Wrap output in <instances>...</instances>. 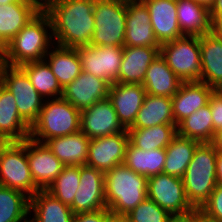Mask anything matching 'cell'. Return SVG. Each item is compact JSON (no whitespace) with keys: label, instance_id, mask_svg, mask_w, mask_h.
Instances as JSON below:
<instances>
[{"label":"cell","instance_id":"obj_1","mask_svg":"<svg viewBox=\"0 0 222 222\" xmlns=\"http://www.w3.org/2000/svg\"><path fill=\"white\" fill-rule=\"evenodd\" d=\"M95 0H43L52 22L54 45L78 48L89 45L94 34Z\"/></svg>","mask_w":222,"mask_h":222},{"label":"cell","instance_id":"obj_2","mask_svg":"<svg viewBox=\"0 0 222 222\" xmlns=\"http://www.w3.org/2000/svg\"><path fill=\"white\" fill-rule=\"evenodd\" d=\"M48 29L51 32L48 33ZM52 33L51 19L42 8L7 44L5 55L0 62L9 66H20L27 62L44 60L48 49L53 46Z\"/></svg>","mask_w":222,"mask_h":222},{"label":"cell","instance_id":"obj_3","mask_svg":"<svg viewBox=\"0 0 222 222\" xmlns=\"http://www.w3.org/2000/svg\"><path fill=\"white\" fill-rule=\"evenodd\" d=\"M148 178L124 164L105 172V200L110 212L126 215L148 197Z\"/></svg>","mask_w":222,"mask_h":222},{"label":"cell","instance_id":"obj_4","mask_svg":"<svg viewBox=\"0 0 222 222\" xmlns=\"http://www.w3.org/2000/svg\"><path fill=\"white\" fill-rule=\"evenodd\" d=\"M216 157L211 143H200L182 177L187 199L195 209L201 208L217 186Z\"/></svg>","mask_w":222,"mask_h":222},{"label":"cell","instance_id":"obj_5","mask_svg":"<svg viewBox=\"0 0 222 222\" xmlns=\"http://www.w3.org/2000/svg\"><path fill=\"white\" fill-rule=\"evenodd\" d=\"M46 99L37 120L31 125L30 138L45 143L51 138L80 131V110L63 97Z\"/></svg>","mask_w":222,"mask_h":222},{"label":"cell","instance_id":"obj_6","mask_svg":"<svg viewBox=\"0 0 222 222\" xmlns=\"http://www.w3.org/2000/svg\"><path fill=\"white\" fill-rule=\"evenodd\" d=\"M94 34L90 46L124 47L126 0L94 1Z\"/></svg>","mask_w":222,"mask_h":222},{"label":"cell","instance_id":"obj_7","mask_svg":"<svg viewBox=\"0 0 222 222\" xmlns=\"http://www.w3.org/2000/svg\"><path fill=\"white\" fill-rule=\"evenodd\" d=\"M160 55L182 82L201 81L199 36L184 35L163 43Z\"/></svg>","mask_w":222,"mask_h":222},{"label":"cell","instance_id":"obj_8","mask_svg":"<svg viewBox=\"0 0 222 222\" xmlns=\"http://www.w3.org/2000/svg\"><path fill=\"white\" fill-rule=\"evenodd\" d=\"M0 186L23 192L29 198L40 190L31 175L27 159V139L12 142L1 155Z\"/></svg>","mask_w":222,"mask_h":222},{"label":"cell","instance_id":"obj_9","mask_svg":"<svg viewBox=\"0 0 222 222\" xmlns=\"http://www.w3.org/2000/svg\"><path fill=\"white\" fill-rule=\"evenodd\" d=\"M0 82L12 93L20 116L31 126L37 120L45 99L19 66L0 62Z\"/></svg>","mask_w":222,"mask_h":222},{"label":"cell","instance_id":"obj_10","mask_svg":"<svg viewBox=\"0 0 222 222\" xmlns=\"http://www.w3.org/2000/svg\"><path fill=\"white\" fill-rule=\"evenodd\" d=\"M147 194L149 199L171 215L186 214L195 209L187 199L180 177L165 173L148 177Z\"/></svg>","mask_w":222,"mask_h":222},{"label":"cell","instance_id":"obj_11","mask_svg":"<svg viewBox=\"0 0 222 222\" xmlns=\"http://www.w3.org/2000/svg\"><path fill=\"white\" fill-rule=\"evenodd\" d=\"M124 47L90 46L78 47L82 71L102 78L110 84L118 83Z\"/></svg>","mask_w":222,"mask_h":222},{"label":"cell","instance_id":"obj_12","mask_svg":"<svg viewBox=\"0 0 222 222\" xmlns=\"http://www.w3.org/2000/svg\"><path fill=\"white\" fill-rule=\"evenodd\" d=\"M80 184L70 205L74 214L107 208L105 173L88 165L80 166Z\"/></svg>","mask_w":222,"mask_h":222},{"label":"cell","instance_id":"obj_13","mask_svg":"<svg viewBox=\"0 0 222 222\" xmlns=\"http://www.w3.org/2000/svg\"><path fill=\"white\" fill-rule=\"evenodd\" d=\"M129 143L128 130L90 140L86 165L107 172L123 164Z\"/></svg>","mask_w":222,"mask_h":222},{"label":"cell","instance_id":"obj_14","mask_svg":"<svg viewBox=\"0 0 222 222\" xmlns=\"http://www.w3.org/2000/svg\"><path fill=\"white\" fill-rule=\"evenodd\" d=\"M156 40L150 13L142 0H126V32L124 47L160 48Z\"/></svg>","mask_w":222,"mask_h":222},{"label":"cell","instance_id":"obj_15","mask_svg":"<svg viewBox=\"0 0 222 222\" xmlns=\"http://www.w3.org/2000/svg\"><path fill=\"white\" fill-rule=\"evenodd\" d=\"M80 130L90 139L121 133L120 124L111 101L106 98L81 111Z\"/></svg>","mask_w":222,"mask_h":222},{"label":"cell","instance_id":"obj_16","mask_svg":"<svg viewBox=\"0 0 222 222\" xmlns=\"http://www.w3.org/2000/svg\"><path fill=\"white\" fill-rule=\"evenodd\" d=\"M27 159L35 185L46 190L62 172L64 164L45 143L27 138Z\"/></svg>","mask_w":222,"mask_h":222},{"label":"cell","instance_id":"obj_17","mask_svg":"<svg viewBox=\"0 0 222 222\" xmlns=\"http://www.w3.org/2000/svg\"><path fill=\"white\" fill-rule=\"evenodd\" d=\"M110 86L108 81L81 71L78 77L63 89L62 97L82 111L97 101L108 98Z\"/></svg>","mask_w":222,"mask_h":222},{"label":"cell","instance_id":"obj_18","mask_svg":"<svg viewBox=\"0 0 222 222\" xmlns=\"http://www.w3.org/2000/svg\"><path fill=\"white\" fill-rule=\"evenodd\" d=\"M146 90L142 84L113 83L108 99L117 114L118 121L124 129H129L143 105Z\"/></svg>","mask_w":222,"mask_h":222},{"label":"cell","instance_id":"obj_19","mask_svg":"<svg viewBox=\"0 0 222 222\" xmlns=\"http://www.w3.org/2000/svg\"><path fill=\"white\" fill-rule=\"evenodd\" d=\"M150 13L154 36L159 44L184 36L179 28L176 0H142Z\"/></svg>","mask_w":222,"mask_h":222},{"label":"cell","instance_id":"obj_20","mask_svg":"<svg viewBox=\"0 0 222 222\" xmlns=\"http://www.w3.org/2000/svg\"><path fill=\"white\" fill-rule=\"evenodd\" d=\"M215 89L201 81L182 82L171 98L175 125L209 103Z\"/></svg>","mask_w":222,"mask_h":222},{"label":"cell","instance_id":"obj_21","mask_svg":"<svg viewBox=\"0 0 222 222\" xmlns=\"http://www.w3.org/2000/svg\"><path fill=\"white\" fill-rule=\"evenodd\" d=\"M159 54L160 48L124 47L118 83L142 84L147 68Z\"/></svg>","mask_w":222,"mask_h":222},{"label":"cell","instance_id":"obj_22","mask_svg":"<svg viewBox=\"0 0 222 222\" xmlns=\"http://www.w3.org/2000/svg\"><path fill=\"white\" fill-rule=\"evenodd\" d=\"M201 82L215 90H222V37L211 32L199 36Z\"/></svg>","mask_w":222,"mask_h":222},{"label":"cell","instance_id":"obj_23","mask_svg":"<svg viewBox=\"0 0 222 222\" xmlns=\"http://www.w3.org/2000/svg\"><path fill=\"white\" fill-rule=\"evenodd\" d=\"M90 140L80 130L66 136L51 138L45 144L64 166H82L86 165Z\"/></svg>","mask_w":222,"mask_h":222},{"label":"cell","instance_id":"obj_24","mask_svg":"<svg viewBox=\"0 0 222 222\" xmlns=\"http://www.w3.org/2000/svg\"><path fill=\"white\" fill-rule=\"evenodd\" d=\"M30 128L20 116L14 96L0 82V134L12 142H22L29 138Z\"/></svg>","mask_w":222,"mask_h":222},{"label":"cell","instance_id":"obj_25","mask_svg":"<svg viewBox=\"0 0 222 222\" xmlns=\"http://www.w3.org/2000/svg\"><path fill=\"white\" fill-rule=\"evenodd\" d=\"M41 9L42 2L0 5V36L9 43Z\"/></svg>","mask_w":222,"mask_h":222},{"label":"cell","instance_id":"obj_26","mask_svg":"<svg viewBox=\"0 0 222 222\" xmlns=\"http://www.w3.org/2000/svg\"><path fill=\"white\" fill-rule=\"evenodd\" d=\"M181 84L182 81L168 67L160 54L147 68L142 83L147 94L170 98L178 92Z\"/></svg>","mask_w":222,"mask_h":222},{"label":"cell","instance_id":"obj_27","mask_svg":"<svg viewBox=\"0 0 222 222\" xmlns=\"http://www.w3.org/2000/svg\"><path fill=\"white\" fill-rule=\"evenodd\" d=\"M29 212H34L29 222H72L74 217L69 205L46 190H39L29 198Z\"/></svg>","mask_w":222,"mask_h":222},{"label":"cell","instance_id":"obj_28","mask_svg":"<svg viewBox=\"0 0 222 222\" xmlns=\"http://www.w3.org/2000/svg\"><path fill=\"white\" fill-rule=\"evenodd\" d=\"M179 28L183 35L202 36L211 32L210 11L194 0H176Z\"/></svg>","mask_w":222,"mask_h":222},{"label":"cell","instance_id":"obj_29","mask_svg":"<svg viewBox=\"0 0 222 222\" xmlns=\"http://www.w3.org/2000/svg\"><path fill=\"white\" fill-rule=\"evenodd\" d=\"M48 59V60H47ZM44 60L50 66L62 89L70 84L81 73V61L77 48L53 46Z\"/></svg>","mask_w":222,"mask_h":222},{"label":"cell","instance_id":"obj_30","mask_svg":"<svg viewBox=\"0 0 222 222\" xmlns=\"http://www.w3.org/2000/svg\"><path fill=\"white\" fill-rule=\"evenodd\" d=\"M170 97L146 94L143 105L130 128H148L154 125L175 124Z\"/></svg>","mask_w":222,"mask_h":222},{"label":"cell","instance_id":"obj_31","mask_svg":"<svg viewBox=\"0 0 222 222\" xmlns=\"http://www.w3.org/2000/svg\"><path fill=\"white\" fill-rule=\"evenodd\" d=\"M165 159V148L147 151L136 148L129 142L126 147L123 164L129 167L135 173L148 178L162 173Z\"/></svg>","mask_w":222,"mask_h":222},{"label":"cell","instance_id":"obj_32","mask_svg":"<svg viewBox=\"0 0 222 222\" xmlns=\"http://www.w3.org/2000/svg\"><path fill=\"white\" fill-rule=\"evenodd\" d=\"M129 142L142 150L166 148L177 136V125L161 124L148 128H129Z\"/></svg>","mask_w":222,"mask_h":222},{"label":"cell","instance_id":"obj_33","mask_svg":"<svg viewBox=\"0 0 222 222\" xmlns=\"http://www.w3.org/2000/svg\"><path fill=\"white\" fill-rule=\"evenodd\" d=\"M199 141L177 136L165 148L166 159L162 173L182 178Z\"/></svg>","mask_w":222,"mask_h":222},{"label":"cell","instance_id":"obj_34","mask_svg":"<svg viewBox=\"0 0 222 222\" xmlns=\"http://www.w3.org/2000/svg\"><path fill=\"white\" fill-rule=\"evenodd\" d=\"M19 67L26 73L31 84L43 98L62 97L63 89L45 60L27 62Z\"/></svg>","mask_w":222,"mask_h":222},{"label":"cell","instance_id":"obj_35","mask_svg":"<svg viewBox=\"0 0 222 222\" xmlns=\"http://www.w3.org/2000/svg\"><path fill=\"white\" fill-rule=\"evenodd\" d=\"M178 135L199 141L211 143L213 141V122L210 104L193 112L177 125Z\"/></svg>","mask_w":222,"mask_h":222},{"label":"cell","instance_id":"obj_36","mask_svg":"<svg viewBox=\"0 0 222 222\" xmlns=\"http://www.w3.org/2000/svg\"><path fill=\"white\" fill-rule=\"evenodd\" d=\"M29 197L23 192L0 186V222H29Z\"/></svg>","mask_w":222,"mask_h":222},{"label":"cell","instance_id":"obj_37","mask_svg":"<svg viewBox=\"0 0 222 222\" xmlns=\"http://www.w3.org/2000/svg\"><path fill=\"white\" fill-rule=\"evenodd\" d=\"M80 180V166H64L62 172L46 189L53 197L62 203L71 205Z\"/></svg>","mask_w":222,"mask_h":222},{"label":"cell","instance_id":"obj_38","mask_svg":"<svg viewBox=\"0 0 222 222\" xmlns=\"http://www.w3.org/2000/svg\"><path fill=\"white\" fill-rule=\"evenodd\" d=\"M171 214L148 197L126 214L127 222H168Z\"/></svg>","mask_w":222,"mask_h":222},{"label":"cell","instance_id":"obj_39","mask_svg":"<svg viewBox=\"0 0 222 222\" xmlns=\"http://www.w3.org/2000/svg\"><path fill=\"white\" fill-rule=\"evenodd\" d=\"M199 210L204 222H222V185L217 184Z\"/></svg>","mask_w":222,"mask_h":222},{"label":"cell","instance_id":"obj_40","mask_svg":"<svg viewBox=\"0 0 222 222\" xmlns=\"http://www.w3.org/2000/svg\"><path fill=\"white\" fill-rule=\"evenodd\" d=\"M213 133L222 129V90H214L209 99Z\"/></svg>","mask_w":222,"mask_h":222},{"label":"cell","instance_id":"obj_41","mask_svg":"<svg viewBox=\"0 0 222 222\" xmlns=\"http://www.w3.org/2000/svg\"><path fill=\"white\" fill-rule=\"evenodd\" d=\"M110 213L108 208L101 210L74 214L72 222H104V218Z\"/></svg>","mask_w":222,"mask_h":222},{"label":"cell","instance_id":"obj_42","mask_svg":"<svg viewBox=\"0 0 222 222\" xmlns=\"http://www.w3.org/2000/svg\"><path fill=\"white\" fill-rule=\"evenodd\" d=\"M168 222H204L199 209H194L186 214L171 215Z\"/></svg>","mask_w":222,"mask_h":222},{"label":"cell","instance_id":"obj_43","mask_svg":"<svg viewBox=\"0 0 222 222\" xmlns=\"http://www.w3.org/2000/svg\"><path fill=\"white\" fill-rule=\"evenodd\" d=\"M211 33L215 36L222 37V14L215 16L211 20Z\"/></svg>","mask_w":222,"mask_h":222},{"label":"cell","instance_id":"obj_44","mask_svg":"<svg viewBox=\"0 0 222 222\" xmlns=\"http://www.w3.org/2000/svg\"><path fill=\"white\" fill-rule=\"evenodd\" d=\"M216 182H217V184L222 185V151H217Z\"/></svg>","mask_w":222,"mask_h":222},{"label":"cell","instance_id":"obj_45","mask_svg":"<svg viewBox=\"0 0 222 222\" xmlns=\"http://www.w3.org/2000/svg\"><path fill=\"white\" fill-rule=\"evenodd\" d=\"M104 222H127L126 215L115 214L110 212L105 218Z\"/></svg>","mask_w":222,"mask_h":222},{"label":"cell","instance_id":"obj_46","mask_svg":"<svg viewBox=\"0 0 222 222\" xmlns=\"http://www.w3.org/2000/svg\"><path fill=\"white\" fill-rule=\"evenodd\" d=\"M210 19L212 20L215 16L222 14V0H215L213 6L210 8Z\"/></svg>","mask_w":222,"mask_h":222},{"label":"cell","instance_id":"obj_47","mask_svg":"<svg viewBox=\"0 0 222 222\" xmlns=\"http://www.w3.org/2000/svg\"><path fill=\"white\" fill-rule=\"evenodd\" d=\"M211 144L216 148L217 151H222V129L215 132Z\"/></svg>","mask_w":222,"mask_h":222},{"label":"cell","instance_id":"obj_48","mask_svg":"<svg viewBox=\"0 0 222 222\" xmlns=\"http://www.w3.org/2000/svg\"><path fill=\"white\" fill-rule=\"evenodd\" d=\"M11 143L12 141L9 138L0 134V157Z\"/></svg>","mask_w":222,"mask_h":222},{"label":"cell","instance_id":"obj_49","mask_svg":"<svg viewBox=\"0 0 222 222\" xmlns=\"http://www.w3.org/2000/svg\"><path fill=\"white\" fill-rule=\"evenodd\" d=\"M7 44L8 43L0 36V60L5 55Z\"/></svg>","mask_w":222,"mask_h":222},{"label":"cell","instance_id":"obj_50","mask_svg":"<svg viewBox=\"0 0 222 222\" xmlns=\"http://www.w3.org/2000/svg\"><path fill=\"white\" fill-rule=\"evenodd\" d=\"M196 1L198 4L205 6L206 8H208L210 10V8L213 6L215 0H194Z\"/></svg>","mask_w":222,"mask_h":222},{"label":"cell","instance_id":"obj_51","mask_svg":"<svg viewBox=\"0 0 222 222\" xmlns=\"http://www.w3.org/2000/svg\"><path fill=\"white\" fill-rule=\"evenodd\" d=\"M12 2H42V0H0V5H6Z\"/></svg>","mask_w":222,"mask_h":222}]
</instances>
